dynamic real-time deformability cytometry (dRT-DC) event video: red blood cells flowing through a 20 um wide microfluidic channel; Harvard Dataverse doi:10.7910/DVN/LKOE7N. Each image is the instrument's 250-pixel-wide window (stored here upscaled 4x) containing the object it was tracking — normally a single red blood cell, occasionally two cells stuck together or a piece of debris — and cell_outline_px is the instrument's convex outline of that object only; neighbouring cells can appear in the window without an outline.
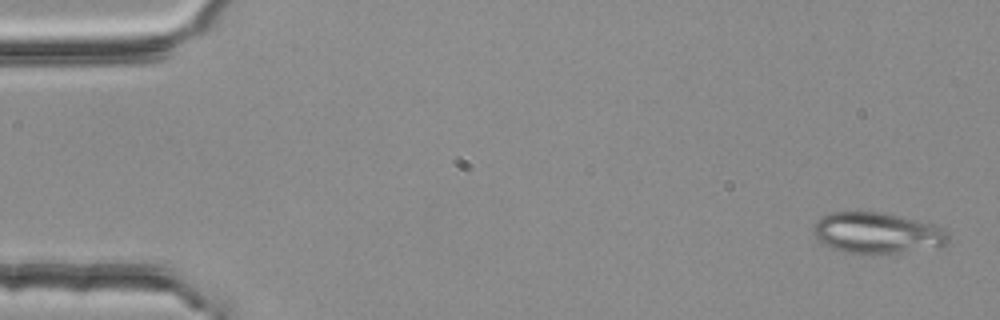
{"species": "common noctule bat (a hibernating species)", "species_latin": "Nyctalus noctula", "temperature_condition": "room temperature", "stored_images_in_passage": 5, "camera_frame_rate_fps": 3000, "um_per_image_px": 0.085, "animal": {"sex": "female", "body_mass_g": 25.1}, "frame": {"image": 1, "passage_image": 1, "time_ms": 0.0, "image_size_px": [1000, 320], "cell_outline_px": [[948, 244], [900, 252], [872, 256], [844, 252], [832, 248], [816, 240], [812, 232], [812, 228], [816, 220], [820, 216], [832, 212], [884, 212], [936, 224], [944, 228], [948, 236]], "centroid_in_image_um": [74.49, 19.81], "position_along_channel_um": 10.5, "area_um2": 32.83}}